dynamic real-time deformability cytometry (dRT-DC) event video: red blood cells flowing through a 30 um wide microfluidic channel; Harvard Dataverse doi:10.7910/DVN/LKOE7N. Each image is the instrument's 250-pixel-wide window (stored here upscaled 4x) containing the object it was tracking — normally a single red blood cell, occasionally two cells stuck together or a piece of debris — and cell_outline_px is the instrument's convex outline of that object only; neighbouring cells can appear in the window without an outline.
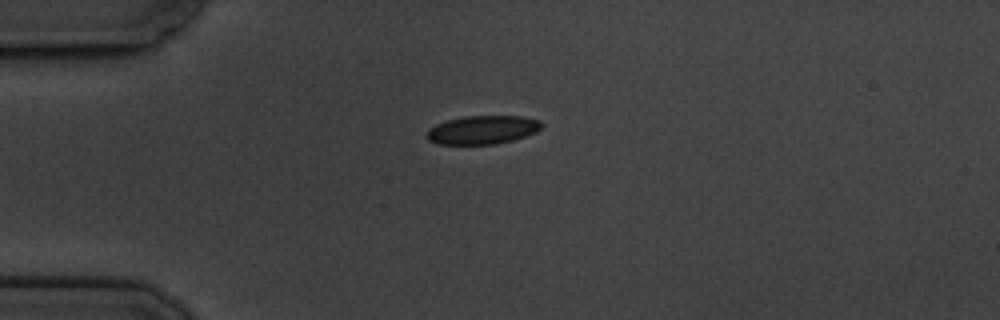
{"species": "common noctule bat (a hibernating species)", "species_latin": "Nyctalus noctula", "temperature_condition": "cold", "stored_images_in_passage": 4, "camera_frame_rate_fps": 3000, "um_per_image_px": 0.085, "animal": {"sex": "male", "body_mass_g": 19.5, "forearm_length_mm": 54.6}, "frame": {"image": 1, "passage_image": 1, "time_ms": 0.0, "image_size_px": [1000, 320], "cell_outline_px": [[544, 124], [536, 132], [512, 140], [496, 144], [440, 144], [428, 140], [424, 136], [436, 124], [448, 120], [464, 116], [524, 116], [540, 120]], "centroid_in_image_um": [41.04, 11.03], "position_along_channel_um": 44.0, "area_um2": 19.02}}
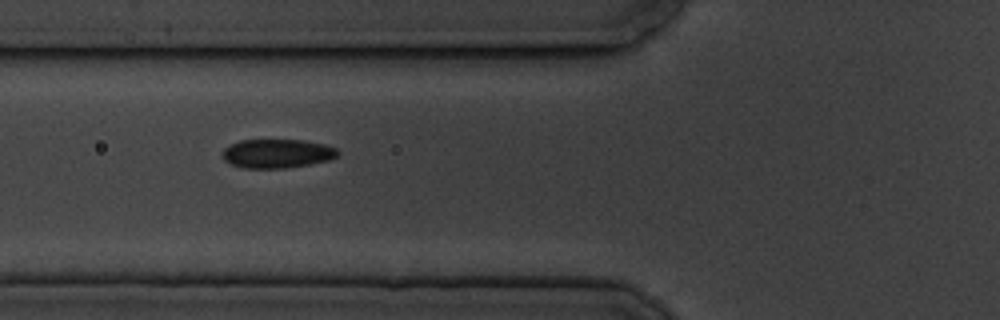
{"frame": {"image": 2, "passage_image": 3, "time_ms": 2.333, "image_size_px": [1000, 320], "cell_outline_px": [[340, 152], [336, 156], [328, 160], [308, 164], [284, 168], [244, 168], [232, 164], [224, 160], [224, 148], [228, 144], [240, 140], [304, 140], [324, 144], [336, 148]], "centroid_in_image_um": [23.54, 13.04], "position_along_channel_um": 102.3, "area_um2": 19.31}}
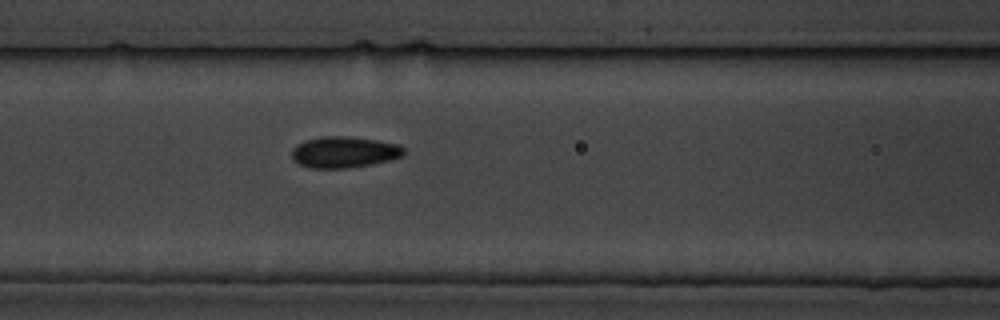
{"frame": {"image": 3, "passage_image": 4, "time_ms": 3.333, "image_size_px": [1000, 320], "cell_outline_px": [[404, 152], [400, 156], [388, 160], [372, 164], [348, 168], [308, 168], [292, 160], [292, 148], [296, 144], [304, 140], [320, 136], [344, 136], [376, 140], [400, 144], [404, 148]], "centroid_in_image_um": [29.2, 12.92], "position_along_channel_um": 137.4, "area_um2": 20.46}}